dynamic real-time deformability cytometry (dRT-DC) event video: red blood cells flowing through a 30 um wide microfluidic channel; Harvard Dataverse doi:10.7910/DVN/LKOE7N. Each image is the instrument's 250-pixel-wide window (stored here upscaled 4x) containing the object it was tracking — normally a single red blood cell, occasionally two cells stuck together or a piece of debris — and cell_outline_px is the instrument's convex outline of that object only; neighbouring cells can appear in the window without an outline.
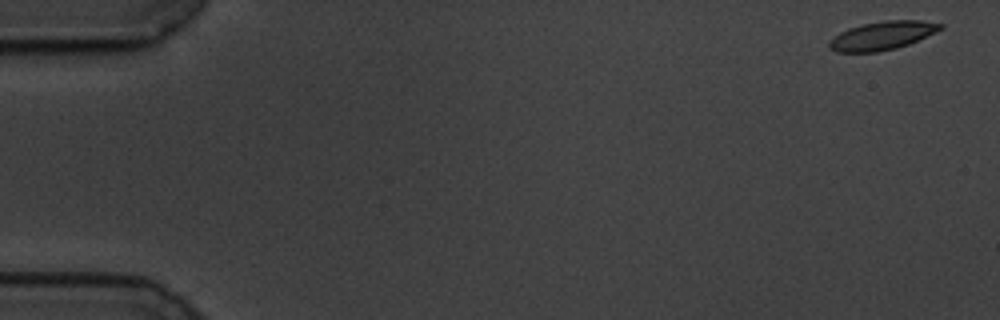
{"species": "common noctule bat (a hibernating species)", "species_latin": "Nyctalus noctula", "temperature_condition": "cold", "stored_images_in_passage": 10, "camera_frame_rate_fps": 3000, "um_per_image_px": 0.085, "animal": {"sex": "male", "body_mass_g": 19.5, "forearm_length_mm": 54.6}, "frame": {"image": 1, "passage_image": 1, "time_ms": 0.0, "image_size_px": [1000, 320], "cell_outline_px": [[944, 28], [908, 44], [896, 48], [876, 52], [836, 52], [828, 48], [828, 40], [840, 32], [848, 28], [860, 24], [884, 20], [920, 20], [944, 24]], "centroid_in_image_um": [74.95, 3.02], "position_along_channel_um": 10.1, "area_um2": 18.55}}